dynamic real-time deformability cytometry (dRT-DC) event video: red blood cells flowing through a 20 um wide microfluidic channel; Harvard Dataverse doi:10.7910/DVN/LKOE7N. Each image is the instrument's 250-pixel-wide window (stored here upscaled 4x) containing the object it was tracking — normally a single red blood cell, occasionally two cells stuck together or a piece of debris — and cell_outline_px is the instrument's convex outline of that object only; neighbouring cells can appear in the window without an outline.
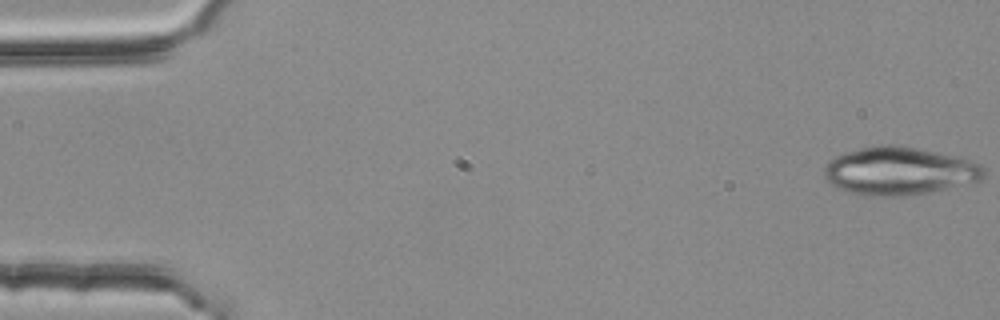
{"species": "common noctule bat (a hibernating species)", "species_latin": "Nyctalus noctula", "temperature_condition": "room temperature", "stored_images_in_passage": 53, "camera_frame_rate_fps": 3000, "um_per_image_px": 0.085, "animal": {"sex": "female", "body_mass_g": 25.1}, "frame": {"image": 1, "passage_image": 1, "time_ms": 0.0, "image_size_px": [1000, 320], "cell_outline_px": [[984, 176], [980, 180], [928, 192], [904, 196], [864, 196], [840, 188], [832, 184], [824, 176], [824, 168], [836, 156], [860, 148], [880, 144], [900, 144], [920, 148], [972, 160], [980, 164], [984, 168]], "centroid_in_image_um": [76.45, 14.52], "position_along_channel_um": 8.5, "area_um2": 44.33}}
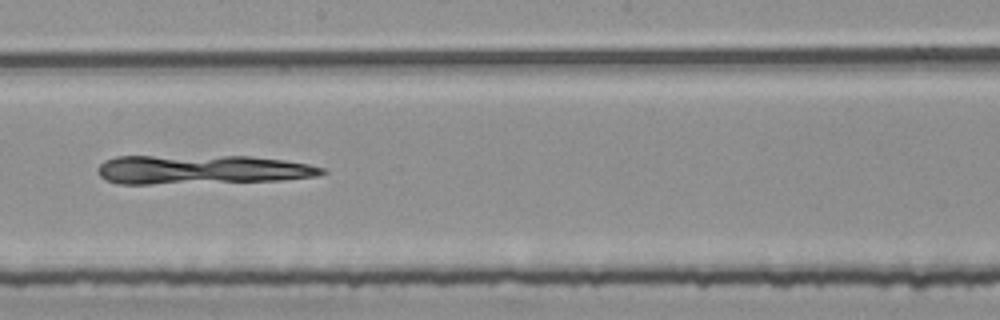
{"frame": {"image": 2, "passage_image": 30, "time_ms": 9.667, "image_size_px": [1000, 320], "cell_outline_px": [[328, 172], [316, 176], [280, 180], [148, 184], [120, 184], [104, 180], [100, 176], [96, 168], [104, 160], [116, 156], [248, 156], [284, 160], [308, 164], [324, 168]], "centroid_in_image_um": [17.1, 14.41], "position_along_channel_um": 231.1, "area_um2": 38.09}}
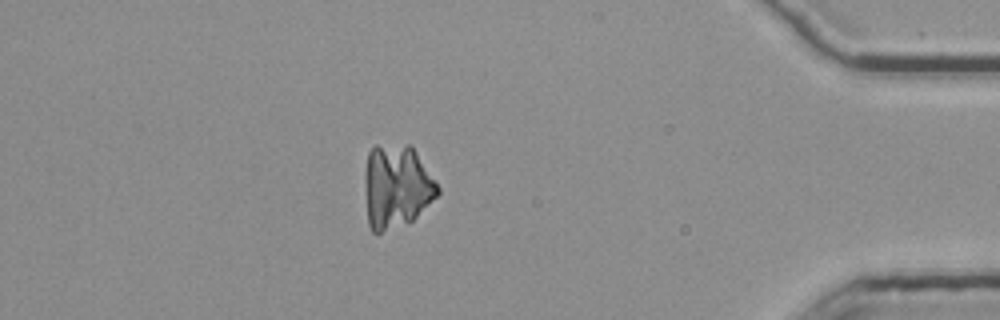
{"frame": {"image": 3, "passage_image": 47, "time_ms": 15.333, "image_size_px": [1000, 320], "cell_outline_px": [[440, 192], [412, 220], [380, 232], [372, 232], [368, 224], [364, 184], [364, 172], [368, 152], [376, 144], [408, 144], [416, 152], [440, 188]], "centroid_in_image_um": [33.66, 15.81], "position_along_channel_um": 401.5, "area_um2": 35.26}}